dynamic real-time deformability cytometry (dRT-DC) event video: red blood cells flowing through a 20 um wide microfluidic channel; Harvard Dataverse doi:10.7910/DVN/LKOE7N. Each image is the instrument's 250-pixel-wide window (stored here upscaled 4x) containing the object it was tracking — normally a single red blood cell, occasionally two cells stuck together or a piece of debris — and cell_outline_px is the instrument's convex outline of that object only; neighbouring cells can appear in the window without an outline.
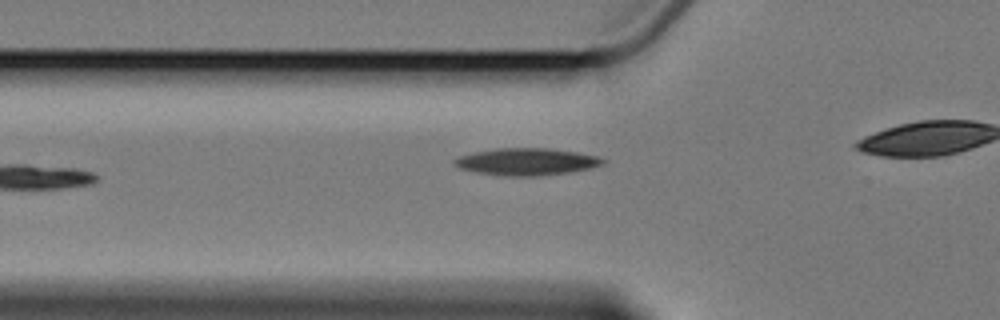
{"species": "Egyptian fruit bat (a non-hibernating species)", "species_latin": "Rousettus aegyptiacus", "temperature_condition": "cold", "stored_images_in_passage": 7, "segment_of_instrument_passage": [1, 2], "camera_frame_rate_fps": 3000, "um_per_image_px": 0.085, "animal": {"sex": "female"}, "frame": {"image": 1, "passage_image": 6, "time_ms": 6.667, "image_size_px": [1000, 320], "cell_outline_px": [[608, 160], [604, 164], [572, 172], [540, 176], [504, 176], [476, 172], [460, 168], [452, 164], [452, 160], [456, 156], [496, 148], [548, 148], [576, 152], [596, 156]], "centroid_in_image_um": [44.73, 13.75], "position_along_channel_um": 81.1, "area_um2": 23.58}}